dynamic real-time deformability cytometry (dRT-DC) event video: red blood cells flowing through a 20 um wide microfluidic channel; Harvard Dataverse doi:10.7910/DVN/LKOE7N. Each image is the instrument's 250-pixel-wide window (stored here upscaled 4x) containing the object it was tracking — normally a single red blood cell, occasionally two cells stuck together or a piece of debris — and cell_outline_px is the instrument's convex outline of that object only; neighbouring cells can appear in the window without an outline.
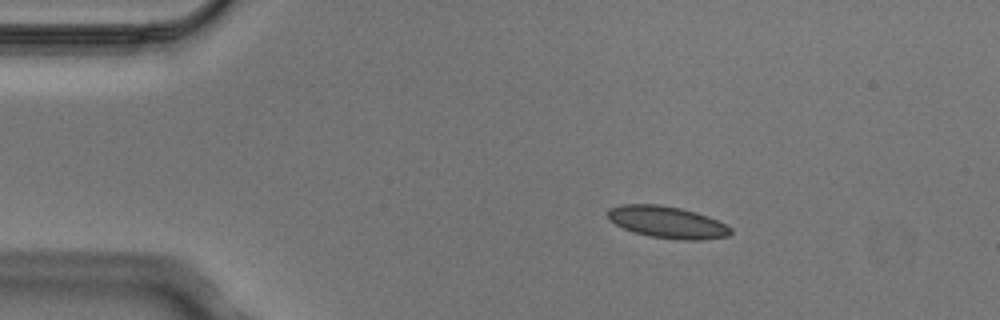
{"species": "Egyptian fruit bat (a non-hibernating species)", "species_latin": "Rousettus aegyptiacus", "temperature_condition": "cold", "stored_images_in_passage": 5, "camera_frame_rate_fps": 3000, "um_per_image_px": 0.085, "animal": {"sex": "male"}, "frame": {"image": 1, "passage_image": 2, "time_ms": 0.333, "image_size_px": [1000, 320], "cell_outline_px": [[732, 232], [728, 236], [700, 240], [680, 240], [648, 236], [632, 232], [608, 220], [604, 212], [608, 208], [620, 204], [660, 204], [680, 208], [696, 212], [708, 216], [732, 228]], "centroid_in_image_um": [56.65, 18.88], "position_along_channel_um": 28.3, "area_um2": 23.12}}
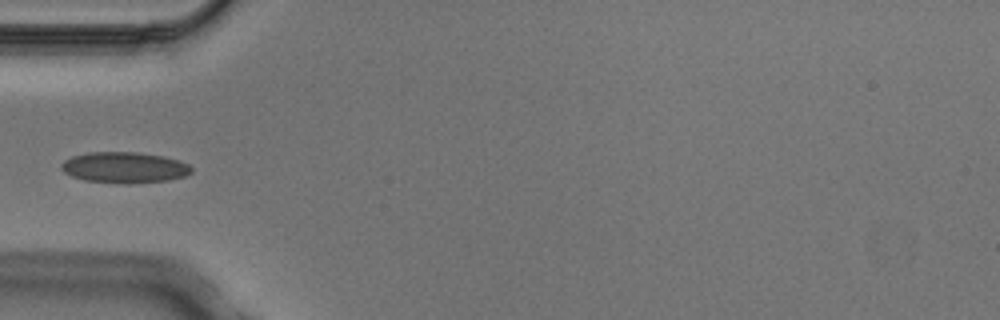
{"frame": {"image": 2, "passage_image": 4, "time_ms": 1.0, "image_size_px": [1000, 320], "cell_outline_px": [[192, 172], [184, 176], [168, 180], [128, 184], [84, 180], [72, 176], [64, 172], [60, 168], [60, 164], [64, 160], [72, 156], [88, 152], [136, 152], [164, 156], [180, 160], [188, 164], [192, 168]], "centroid_in_image_um": [10.57, 14.23], "position_along_channel_um": 74.4, "area_um2": 23.58}}
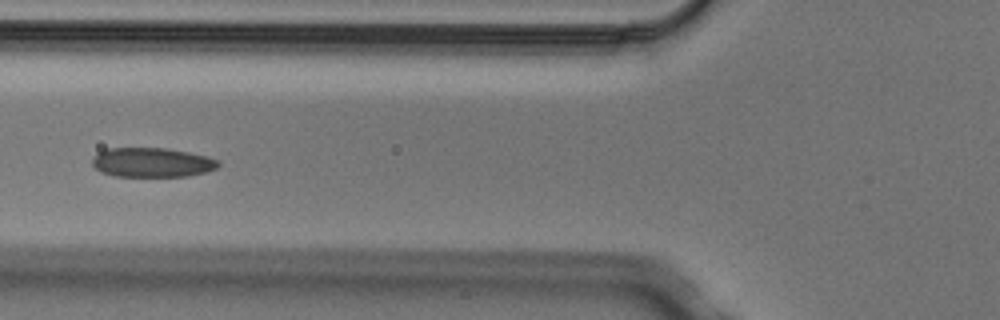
{"frame": {"image": 3, "passage_image": 5, "time_ms": 1.333, "image_size_px": [1000, 320], "cell_outline_px": [[220, 164], [216, 168], [208, 172], [188, 176], [116, 176], [100, 172], [92, 164], [92, 160], [104, 148], [168, 148], [208, 156], [220, 160]], "centroid_in_image_um": [12.97, 13.8], "position_along_channel_um": 112.8, "area_um2": 21.73}}